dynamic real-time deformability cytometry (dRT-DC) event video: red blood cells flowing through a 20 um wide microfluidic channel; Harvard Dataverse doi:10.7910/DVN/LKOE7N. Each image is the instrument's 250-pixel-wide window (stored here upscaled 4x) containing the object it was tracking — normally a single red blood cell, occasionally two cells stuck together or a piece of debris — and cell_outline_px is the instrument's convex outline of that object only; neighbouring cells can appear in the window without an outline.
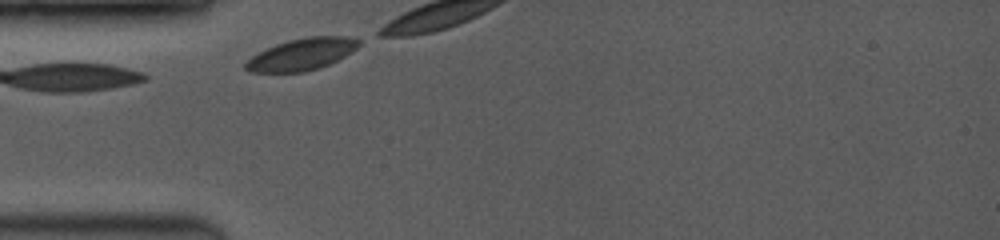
{"species": "common noctule bat (a hibernating species)", "species_latin": "Nyctalus noctula", "temperature_condition": "room temperature", "stored_images_in_passage": 4, "camera_frame_rate_fps": 3500, "um_per_image_px": 0.085, "animal": {"sex": "female", "body_mass_g": 19.0, "forearm_length_mm": 53.3}, "frame": {"image": 1, "passage_image": 1, "time_ms": 0.0, "image_size_px": [1000, 240], "cell_outline_px": [[360, 44], [352, 52], [328, 64], [304, 72], [252, 72], [244, 68], [244, 64], [252, 56], [276, 44], [288, 40], [304, 36], [348, 36], [360, 40]], "centroid_in_image_um": [25.66, 4.6], "position_along_channel_um": 59.3, "area_um2": 20.81}}